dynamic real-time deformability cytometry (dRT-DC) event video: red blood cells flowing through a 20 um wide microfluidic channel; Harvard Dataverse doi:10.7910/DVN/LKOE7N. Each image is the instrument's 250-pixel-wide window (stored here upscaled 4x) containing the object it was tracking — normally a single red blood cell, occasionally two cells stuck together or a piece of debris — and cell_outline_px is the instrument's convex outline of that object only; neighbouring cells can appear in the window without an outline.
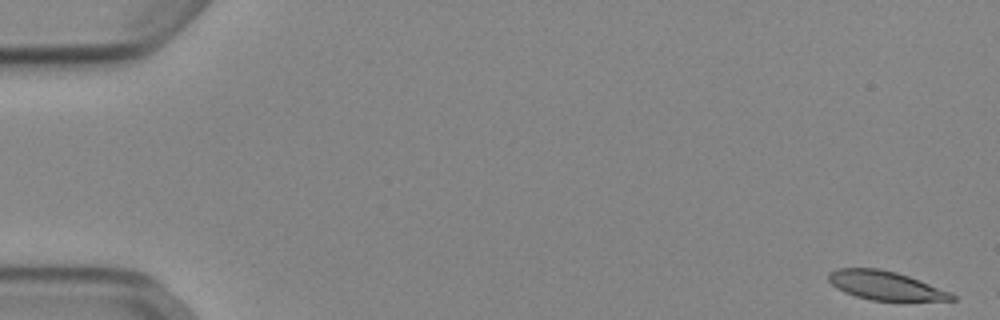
{"species": "Egyptian fruit bat (a non-hibernating species)", "species_latin": "Rousettus aegyptiacus", "temperature_condition": "cold", "stored_images_in_passage": 9, "camera_frame_rate_fps": 3000, "um_per_image_px": 0.085, "animal": {"sex": "female"}, "frame": {"image": 1, "passage_image": 1, "time_ms": 0.0, "image_size_px": [1000, 320], "cell_outline_px": [[956, 300], [872, 300], [856, 296], [844, 292], [836, 288], [828, 280], [828, 272], [836, 268], [880, 268], [896, 272], [920, 280], [952, 292], [956, 296]], "centroid_in_image_um": [75.25, 24.25], "position_along_channel_um": 9.8, "area_um2": 20.69}}